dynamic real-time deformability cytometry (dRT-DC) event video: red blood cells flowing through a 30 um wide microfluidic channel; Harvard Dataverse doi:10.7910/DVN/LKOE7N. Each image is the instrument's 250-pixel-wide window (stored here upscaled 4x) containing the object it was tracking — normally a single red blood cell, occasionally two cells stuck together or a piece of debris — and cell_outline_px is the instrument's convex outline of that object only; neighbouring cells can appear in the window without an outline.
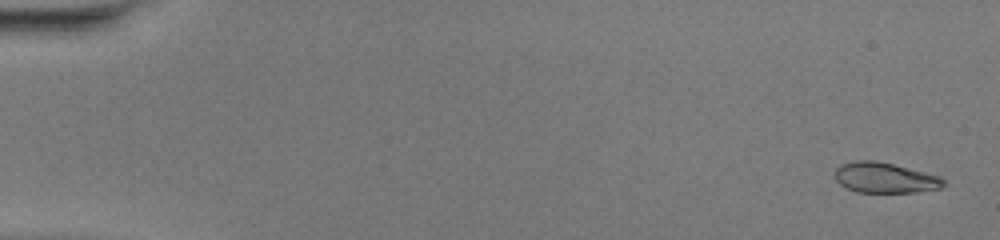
{"species": "common noctule bat (a hibernating species)", "species_latin": "Nyctalus noctula", "temperature_condition": "warm", "stored_images_in_passage": 50, "camera_frame_rate_fps": 3000, "um_per_image_px": 0.085, "animal": {"sex": "female", "body_mass_g": 20.0, "forearm_length_mm": 54.0}, "frame": {"image": 1, "passage_image": 2, "time_ms": 0.333, "image_size_px": [1000, 240], "cell_outline_px": [[948, 184], [940, 188], [916, 192], [856, 192], [840, 184], [832, 176], [836, 168], [840, 164], [856, 160], [876, 160], [940, 176]], "centroid_in_image_um": [75.19, 15.1], "position_along_channel_um": 9.8, "area_um2": 19.36}}
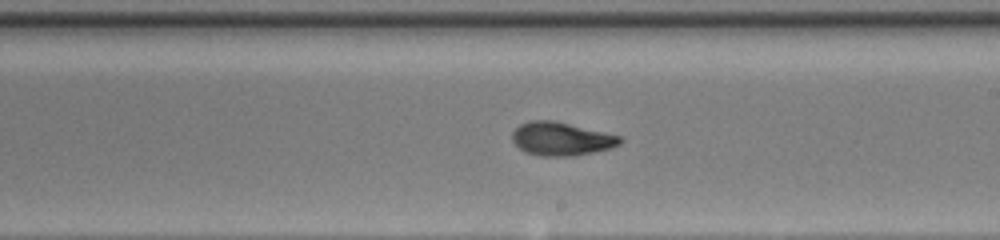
{"frame": {"image": 2, "passage_image": 30, "time_ms": 9.667, "image_size_px": [1000, 240], "cell_outline_px": [[624, 140], [620, 144], [612, 148], [572, 156], [540, 156], [528, 152], [520, 148], [512, 140], [512, 132], [520, 124], [528, 120], [552, 120], [620, 136]], "centroid_in_image_um": [47.7, 11.8], "position_along_channel_um": 241.3, "area_um2": 20.75}}
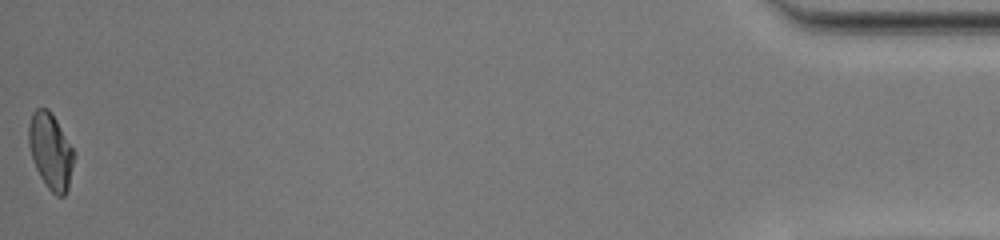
{"frame": {"image": 3, "passage_image": 50, "time_ms": 16.333, "image_size_px": [1000, 240], "cell_outline_px": [[76, 156], [68, 188], [64, 196], [56, 196], [48, 188], [40, 176], [32, 160], [28, 144], [28, 124], [32, 112], [36, 108], [48, 108], [56, 120], [76, 152]], "centroid_in_image_um": [4.31, 12.84], "position_along_channel_um": 430.9, "area_um2": 20.35}, "authors_computed_cell_mechanics": {"area_um2": 20.0855, "velocity_mm_per_s": 4.2146, "shape_relaxation_time_tau1_ms": 8.2684, "shape_relaxation_time_tau2_ms": 0.9576, "deformation_change_tau1": 0.2887, "deformation_change_tau2": 0.0491}}